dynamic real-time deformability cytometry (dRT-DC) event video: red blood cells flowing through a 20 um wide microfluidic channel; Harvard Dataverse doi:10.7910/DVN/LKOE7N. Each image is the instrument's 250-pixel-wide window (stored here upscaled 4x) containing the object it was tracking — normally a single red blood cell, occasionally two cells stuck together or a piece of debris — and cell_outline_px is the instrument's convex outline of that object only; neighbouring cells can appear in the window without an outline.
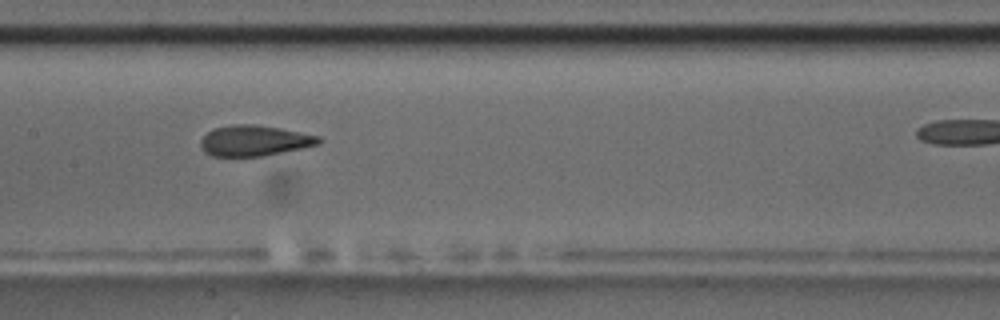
{"species": "common noctule bat (a hibernating species)", "species_latin": "Nyctalus noctula", "temperature_condition": "room temperature", "stored_images_in_passage": 11, "camera_frame_rate_fps": 3000, "um_per_image_px": 0.085, "animal": {"sex": "male", "body_mass_g": 17.5, "forearm_length_mm": 52.3}, "frame": {"image": 1, "passage_image": 7, "time_ms": 6.667, "image_size_px": [1000, 320], "cell_outline_px": [[320, 144], [264, 156], [212, 156], [204, 152], [200, 148], [200, 140], [212, 128], [232, 124], [252, 124], [280, 128], [320, 136]], "centroid_in_image_um": [21.58, 11.95], "position_along_channel_um": 185.8, "area_um2": 21.15}}